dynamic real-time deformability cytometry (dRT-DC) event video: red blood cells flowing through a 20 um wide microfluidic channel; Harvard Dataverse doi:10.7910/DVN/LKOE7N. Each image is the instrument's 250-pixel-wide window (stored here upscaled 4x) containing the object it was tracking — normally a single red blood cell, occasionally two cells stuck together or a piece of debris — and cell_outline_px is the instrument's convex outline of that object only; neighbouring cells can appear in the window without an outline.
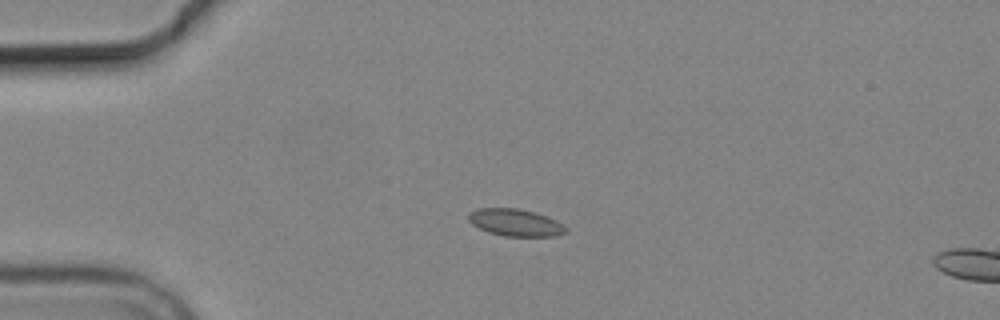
{"species": "common noctule bat (a hibernating species)", "species_latin": "Nyctalus noctula", "temperature_condition": "cold", "stored_images_in_passage": 3, "camera_frame_rate_fps": 3000, "um_per_image_px": 0.085, "animal": {"sex": "male", "body_mass_g": 19.2, "forearm_length_mm": 51.8}, "frame": {"image": 1, "passage_image": 2, "time_ms": 2.0, "image_size_px": [1000, 320], "cell_outline_px": [[568, 232], [556, 236], [504, 236], [488, 232], [472, 224], [468, 220], [468, 212], [476, 208], [520, 208], [536, 212], [556, 220], [568, 228]], "centroid_in_image_um": [43.81, 18.91], "position_along_channel_um": 41.2, "area_um2": 15.61}}